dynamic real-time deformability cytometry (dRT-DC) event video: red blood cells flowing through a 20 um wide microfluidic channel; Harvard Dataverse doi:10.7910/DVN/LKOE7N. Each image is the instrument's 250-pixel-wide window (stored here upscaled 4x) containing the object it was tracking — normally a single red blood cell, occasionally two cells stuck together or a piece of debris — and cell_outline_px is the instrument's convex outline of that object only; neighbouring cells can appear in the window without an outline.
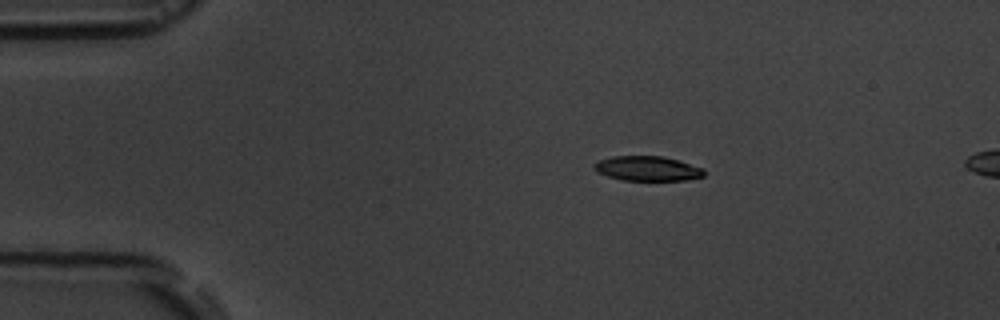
{"species": "common noctule bat (a hibernating species)", "species_latin": "Nyctalus noctula", "temperature_condition": "room temperature", "stored_images_in_passage": 3, "camera_frame_rate_fps": 3000, "um_per_image_px": 0.085, "animal": {"sex": "male", "body_mass_g": 19.5, "forearm_length_mm": 54.6}, "frame": {"image": 1, "passage_image": 1, "time_ms": 0.0, "image_size_px": [1000, 320], "cell_outline_px": [[704, 176], [684, 180], [620, 180], [596, 172], [592, 168], [592, 164], [600, 160], [612, 156], [664, 156], [704, 168]], "centroid_in_image_um": [54.99, 14.32], "position_along_channel_um": 30.0, "area_um2": 15.9}}